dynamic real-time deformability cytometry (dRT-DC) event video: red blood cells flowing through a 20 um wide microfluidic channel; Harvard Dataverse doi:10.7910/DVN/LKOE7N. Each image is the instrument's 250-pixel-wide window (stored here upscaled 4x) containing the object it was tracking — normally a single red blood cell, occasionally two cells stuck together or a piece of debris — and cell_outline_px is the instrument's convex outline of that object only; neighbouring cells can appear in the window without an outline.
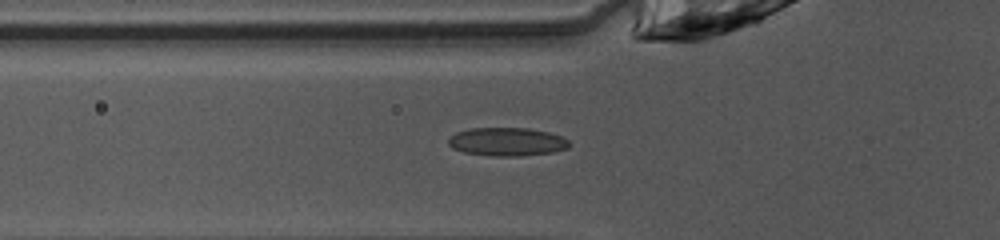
{"species": "common noctule bat (a hibernating species)", "species_latin": "Nyctalus noctula", "temperature_condition": "warm", "stored_images_in_passage": 32, "camera_frame_rate_fps": 3000, "um_per_image_px": 0.085, "animal": {"sex": "female", "body_mass_g": 10.0, "forearm_length_mm": 53.1}, "frame": {"image": 1, "passage_image": 2, "time_ms": 0.333, "image_size_px": [1000, 240], "cell_outline_px": [[572, 144], [568, 148], [552, 152], [520, 156], [492, 156], [464, 152], [452, 148], [448, 144], [448, 140], [456, 132], [468, 128], [528, 128], [548, 132], [560, 136], [568, 140]], "centroid_in_image_um": [43.1, 12.05], "position_along_channel_um": 82.7, "area_um2": 20.0}}
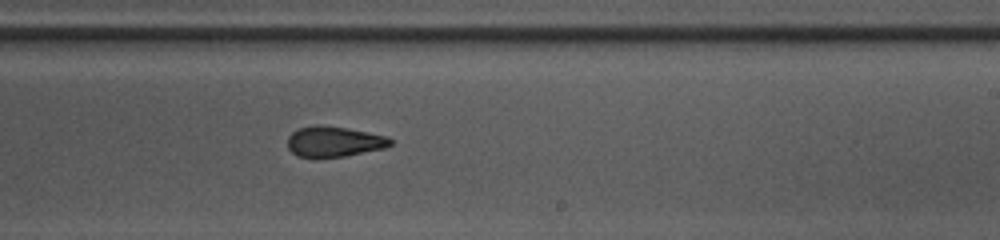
{"frame": {"image": 2, "passage_image": 15, "time_ms": 4.667, "image_size_px": [1000, 240], "cell_outline_px": [[392, 144], [384, 148], [344, 156], [296, 156], [288, 148], [288, 136], [292, 132], [300, 128], [312, 124], [348, 128], [388, 136], [392, 140]], "centroid_in_image_um": [28.4, 12.01], "position_along_channel_um": 260.6, "area_um2": 18.03}}
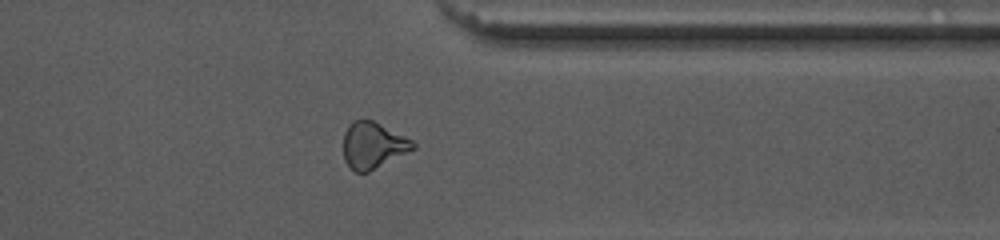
{"frame": {"image": 3, "passage_image": 24, "time_ms": 7.667, "image_size_px": [1000, 240], "cell_outline_px": [[416, 148], [368, 172], [352, 172], [344, 160], [344, 132], [348, 124], [352, 120], [372, 120], [412, 140], [416, 144]], "centroid_in_image_um": [31.68, 12.36], "position_along_channel_um": 379.7, "area_um2": 18.73}}